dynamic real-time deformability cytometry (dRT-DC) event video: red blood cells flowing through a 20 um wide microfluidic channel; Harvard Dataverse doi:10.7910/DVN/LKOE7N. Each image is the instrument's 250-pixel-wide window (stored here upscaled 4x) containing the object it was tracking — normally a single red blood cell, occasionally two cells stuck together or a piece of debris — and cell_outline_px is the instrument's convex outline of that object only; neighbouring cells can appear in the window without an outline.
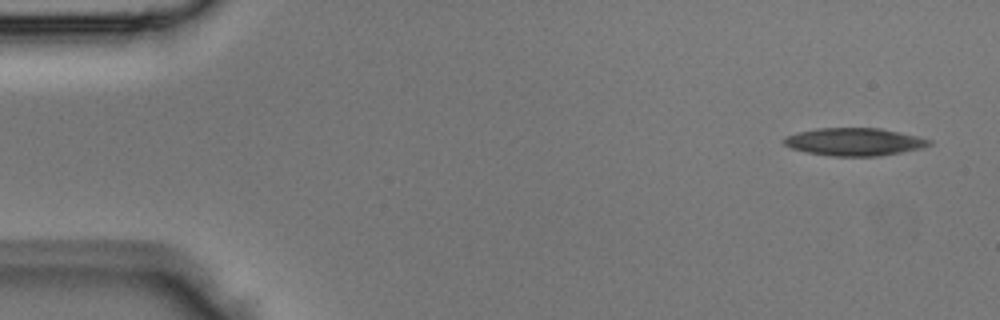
{"species": "Egyptian fruit bat (a non-hibernating species)", "species_latin": "Rousettus aegyptiacus", "temperature_condition": "room temperature", "stored_images_in_passage": 4, "camera_frame_rate_fps": 3000, "um_per_image_px": 0.085, "animal": {"sex": "male"}, "frame": {"image": 1, "passage_image": 1, "time_ms": 0.0, "image_size_px": [1000, 320], "cell_outline_px": [[932, 144], [924, 148], [880, 156], [832, 156], [808, 152], [792, 148], [784, 144], [784, 136], [796, 132], [816, 128], [880, 128], [920, 136], [932, 140]], "centroid_in_image_um": [72.66, 12.05], "position_along_channel_um": 12.3, "area_um2": 23.64}}